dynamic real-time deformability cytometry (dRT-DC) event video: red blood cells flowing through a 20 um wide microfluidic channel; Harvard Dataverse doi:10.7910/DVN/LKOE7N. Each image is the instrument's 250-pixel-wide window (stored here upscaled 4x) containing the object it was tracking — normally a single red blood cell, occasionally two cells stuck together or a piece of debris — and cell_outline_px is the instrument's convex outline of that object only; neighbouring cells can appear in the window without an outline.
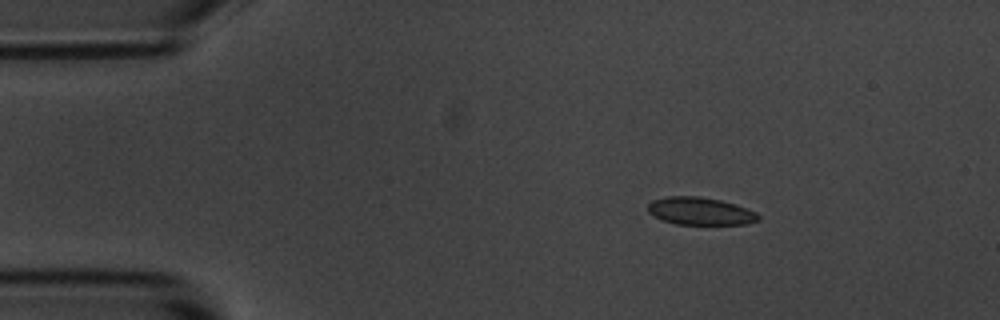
{"species": "common noctule bat (a hibernating species)", "species_latin": "Nyctalus noctula", "temperature_condition": "room temperature", "stored_images_in_passage": 4, "camera_frame_rate_fps": 3000, "um_per_image_px": 0.085, "animal": {"sex": "male", "body_mass_g": 20.1, "forearm_length_mm": 53.5}, "frame": {"image": 1, "passage_image": 2, "time_ms": 1.0, "image_size_px": [1000, 320], "cell_outline_px": [[760, 220], [748, 224], [676, 224], [664, 220], [648, 212], [648, 204], [652, 200], [668, 196], [700, 196], [720, 200], [736, 204], [756, 212], [760, 216]], "centroid_in_image_um": [59.55, 17.94], "position_along_channel_um": 25.4, "area_um2": 17.74}}
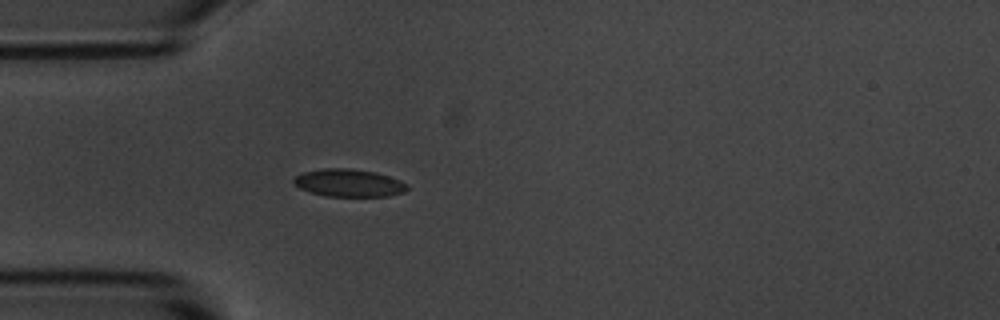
{"frame": {"image": 2, "passage_image": 4, "time_ms": 3.333, "image_size_px": [1000, 320], "cell_outline_px": [[408, 188], [404, 192], [388, 196], [324, 196], [300, 188], [292, 184], [292, 180], [296, 176], [304, 172], [324, 168], [348, 168], [376, 172], [400, 180], [408, 184]], "centroid_in_image_um": [29.65, 15.55], "position_along_channel_um": 55.4, "area_um2": 18.26}}